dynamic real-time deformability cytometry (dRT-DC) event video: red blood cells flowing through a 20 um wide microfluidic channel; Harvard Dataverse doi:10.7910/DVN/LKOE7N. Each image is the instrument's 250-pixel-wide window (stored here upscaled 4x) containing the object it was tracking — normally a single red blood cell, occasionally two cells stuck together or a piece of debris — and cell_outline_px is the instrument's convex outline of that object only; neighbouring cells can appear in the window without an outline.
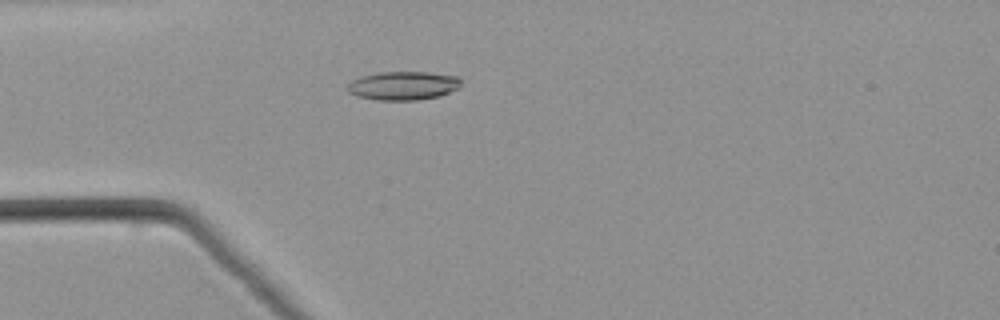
{"species": "common noctule bat (a hibernating species)", "species_latin": "Nyctalus noctula", "temperature_condition": "warm", "stored_images_in_passage": 52, "camera_frame_rate_fps": 3000, "um_per_image_px": 0.085, "animal": {"sex": "male", "body_mass_g": 21.5, "forearm_length_mm": 52.0}, "frame": {"image": 1, "passage_image": 15, "time_ms": 4.667, "image_size_px": [1000, 320], "cell_outline_px": [[460, 88], [440, 96], [416, 100], [376, 100], [356, 96], [348, 92], [348, 84], [352, 80], [360, 76], [380, 72], [428, 72], [460, 76]], "centroid_in_image_um": [34.28, 7.28], "position_along_channel_um": 50.7, "area_um2": 19.13}}
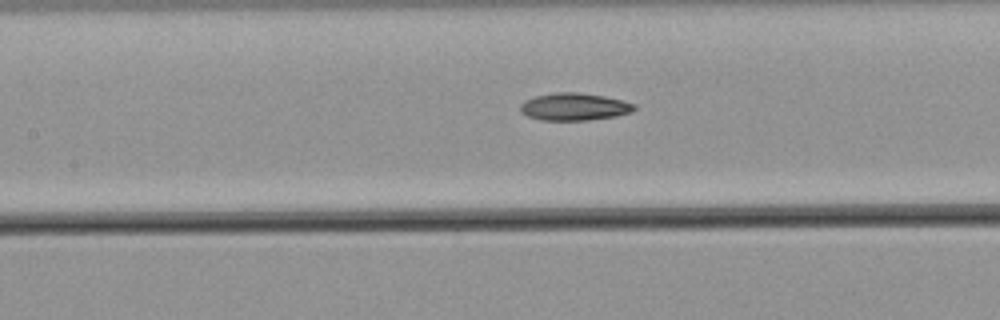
{"frame": {"image": 2, "passage_image": 24, "time_ms": 7.667, "image_size_px": [1000, 320], "cell_outline_px": [[636, 108], [632, 112], [616, 116], [588, 120], [540, 120], [528, 116], [520, 112], [520, 104], [524, 100], [536, 96], [556, 92], [576, 92], [604, 96], [636, 104]], "centroid_in_image_um": [48.8, 9.07], "position_along_channel_um": 158.6, "area_um2": 18.21}}
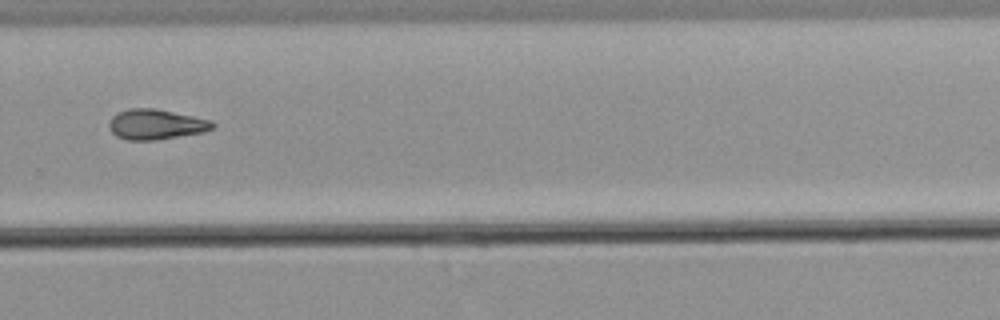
{"frame": {"image": 3, "passage_image": 36, "time_ms": 11.667, "image_size_px": [1000, 320], "cell_outline_px": [[216, 124], [212, 128], [204, 132], [156, 140], [128, 140], [116, 136], [108, 128], [108, 124], [112, 116], [128, 108], [152, 108], [192, 116], [208, 120]], "centroid_in_image_um": [13.21, 10.58], "position_along_channel_um": 316.6, "area_um2": 18.03}}